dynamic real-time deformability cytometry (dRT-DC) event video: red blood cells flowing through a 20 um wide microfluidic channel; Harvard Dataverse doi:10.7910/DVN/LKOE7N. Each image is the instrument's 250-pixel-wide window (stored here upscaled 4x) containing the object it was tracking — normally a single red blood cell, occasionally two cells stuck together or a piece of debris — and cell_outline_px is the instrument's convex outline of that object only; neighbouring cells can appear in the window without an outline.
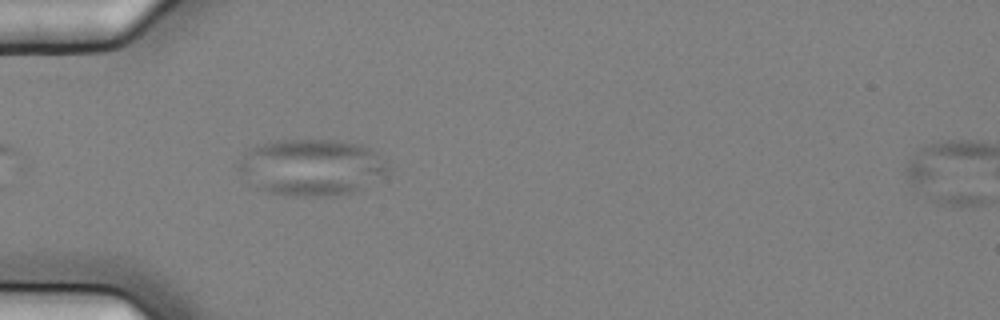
{"species": "common noctule bat (a hibernating species)", "species_latin": "Nyctalus noctula", "temperature_condition": "cold", "stored_images_in_passage": 2, "camera_frame_rate_fps": 3000, "um_per_image_px": 0.085, "animal": {"sex": "female", "body_mass_g": 25.1}, "frame": {"image": 1, "passage_image": 1, "time_ms": 0.0, "image_size_px": [1000, 320], "cell_outline_px": [[388, 172], [360, 188], [352, 192], [316, 196], [296, 196], [268, 192], [260, 188], [236, 168], [236, 164], [248, 148], [256, 144], [276, 140], [336, 140], [364, 144], [388, 168]], "centroid_in_image_um": [26.4, 14.18], "position_along_channel_um": 58.6, "area_um2": 48.32}}